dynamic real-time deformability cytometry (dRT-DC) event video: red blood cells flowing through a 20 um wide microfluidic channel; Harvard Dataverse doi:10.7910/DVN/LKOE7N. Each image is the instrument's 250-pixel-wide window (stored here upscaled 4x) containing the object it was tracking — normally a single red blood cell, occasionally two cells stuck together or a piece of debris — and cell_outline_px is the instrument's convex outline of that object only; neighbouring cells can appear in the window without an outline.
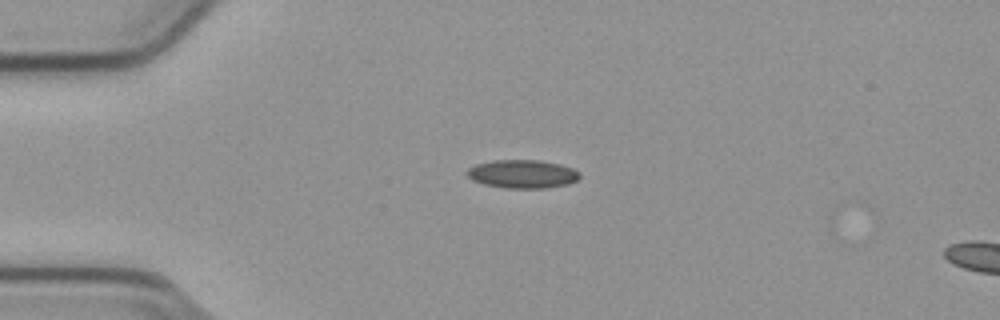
{"species": "common noctule bat (a hibernating species)", "species_latin": "Nyctalus noctula", "temperature_condition": "cold", "stored_images_in_passage": 2, "camera_frame_rate_fps": 3000, "um_per_image_px": 0.085, "animal": {"sex": "male", "body_mass_g": 23.1, "forearm_length_mm": 52.7}, "frame": {"image": 1, "passage_image": 1, "time_ms": 0.0, "image_size_px": [1000, 320], "cell_outline_px": [[580, 176], [576, 180], [568, 184], [544, 188], [504, 188], [484, 184], [472, 180], [464, 172], [468, 168], [476, 164], [492, 160], [540, 160], [560, 164], [572, 168], [580, 172]], "centroid_in_image_um": [44.38, 14.78], "position_along_channel_um": 40.6, "area_um2": 18.73}}